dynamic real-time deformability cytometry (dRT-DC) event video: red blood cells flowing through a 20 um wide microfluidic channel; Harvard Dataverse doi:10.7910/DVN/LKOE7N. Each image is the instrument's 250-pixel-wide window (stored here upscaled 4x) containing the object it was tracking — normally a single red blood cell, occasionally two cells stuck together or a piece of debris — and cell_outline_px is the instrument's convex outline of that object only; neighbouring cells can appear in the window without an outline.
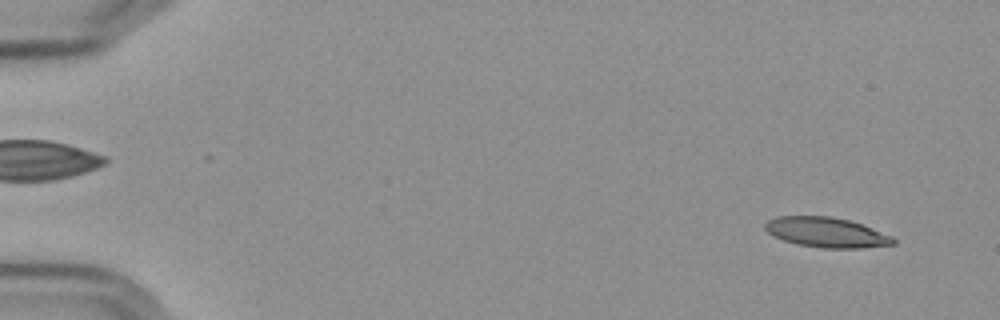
{"species": "Egyptian fruit bat (a non-hibernating species)", "species_latin": "Rousettus aegyptiacus", "temperature_condition": "cold", "stored_images_in_passage": 57, "camera_frame_rate_fps": 3000, "um_per_image_px": 0.085, "frame": {"image": 1, "passage_image": 4, "time_ms": 1.0, "image_size_px": [1000, 320], "cell_outline_px": [[896, 244], [860, 248], [824, 248], [800, 244], [784, 240], [768, 232], [764, 228], [764, 224], [768, 220], [776, 216], [828, 216], [848, 220], [872, 228], [892, 236], [896, 240]], "centroid_in_image_um": [70.26, 19.75], "position_along_channel_um": 14.7, "area_um2": 22.14}}
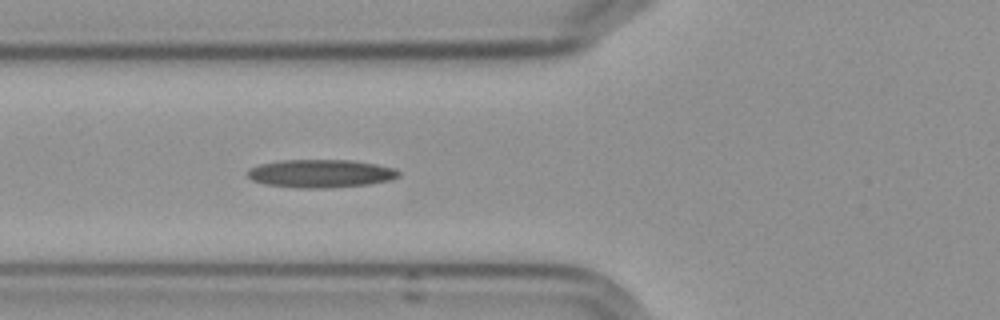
{"frame": {"image": 2, "passage_image": 22, "time_ms": 7.0, "image_size_px": [1000, 320], "cell_outline_px": [[400, 176], [392, 180], [368, 184], [328, 188], [296, 188], [264, 184], [252, 180], [248, 176], [248, 168], [260, 164], [280, 160], [352, 160], [376, 164], [396, 168], [400, 172]], "centroid_in_image_um": [27.27, 14.75], "position_along_channel_um": 98.5, "area_um2": 24.97}}
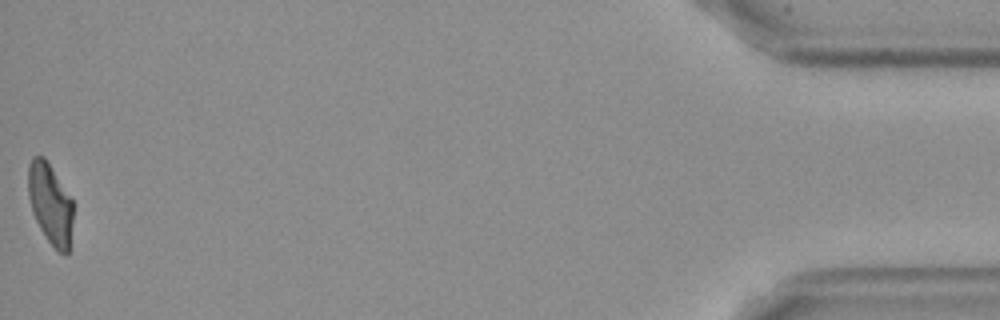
{"frame": {"image": 3, "passage_image": 57, "time_ms": 18.667, "image_size_px": [1000, 320], "cell_outline_px": [[72, 220], [68, 252], [64, 256], [48, 240], [40, 228], [32, 212], [28, 196], [28, 164], [32, 156], [44, 156], [72, 200]], "centroid_in_image_um": [4.24, 17.29], "position_along_channel_um": 431.0, "area_um2": 20.81}, "authors_computed_cell_mechanics": {"area_um2": 23.0044, "velocity_mm_per_s": 3.6065, "shape_relaxation_time_tau1_ms": null, "shape_relaxation_time_tau2_ms": 8.6624, "deformation_change_tau1": null, "deformation_change_tau2": 0.1957}}